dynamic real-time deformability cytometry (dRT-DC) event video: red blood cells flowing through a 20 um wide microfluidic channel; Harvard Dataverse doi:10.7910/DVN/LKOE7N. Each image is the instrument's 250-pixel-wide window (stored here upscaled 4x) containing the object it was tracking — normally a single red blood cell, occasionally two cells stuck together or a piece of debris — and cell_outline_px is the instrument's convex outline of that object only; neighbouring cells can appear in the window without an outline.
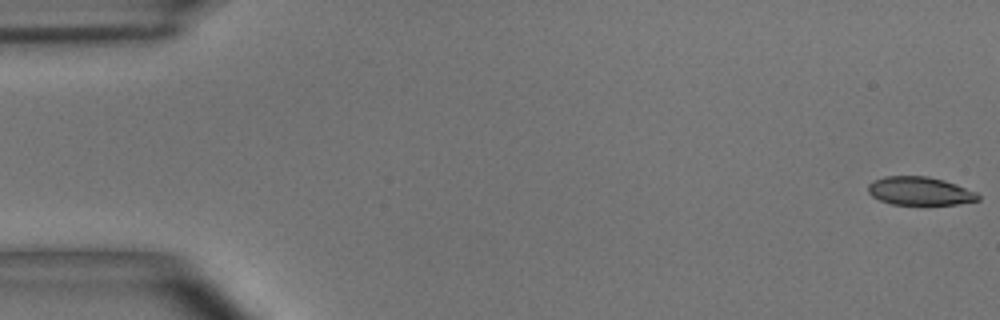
{"species": "common noctule bat (a hibernating species)", "species_latin": "Nyctalus noctula", "temperature_condition": "room temperature", "stored_images_in_passage": 55, "camera_frame_rate_fps": 3000, "um_per_image_px": 0.085, "animal": {"sex": "male", "body_mass_g": 15.6}, "frame": {"image": 1, "passage_image": 1, "time_ms": 0.0, "image_size_px": [1000, 320], "cell_outline_px": [[980, 200], [956, 204], [892, 204], [880, 200], [872, 196], [868, 192], [868, 184], [872, 180], [884, 176], [928, 176], [944, 180], [956, 184], [976, 192], [980, 196]], "centroid_in_image_um": [78.17, 16.22], "position_along_channel_um": 6.8, "area_um2": 18.15}}
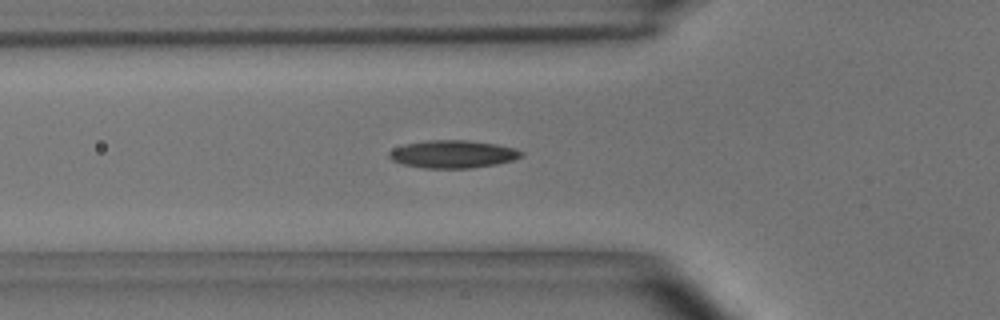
{"frame": {"image": 2, "passage_image": 19, "time_ms": 6.0, "image_size_px": [1000, 320], "cell_outline_px": [[524, 156], [512, 160], [496, 164], [472, 168], [424, 168], [404, 164], [392, 160], [388, 156], [388, 152], [404, 144], [428, 140], [468, 140], [496, 144], [516, 148], [524, 152]], "centroid_in_image_um": [38.53, 13.1], "position_along_channel_um": 87.3, "area_um2": 21.39}}
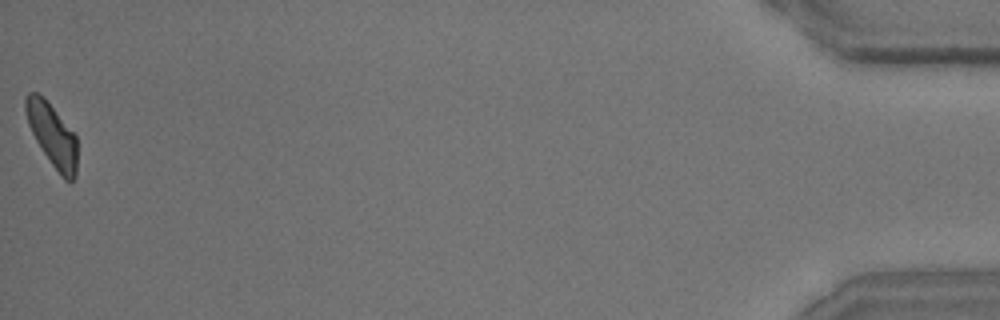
{"frame": {"image": 3, "passage_image": 55, "time_ms": 18.0, "image_size_px": [1000, 320], "cell_outline_px": [[76, 176], [72, 180], [64, 180], [60, 176], [36, 140], [28, 124], [24, 108], [24, 100], [28, 92], [36, 92], [44, 96], [76, 136]], "centroid_in_image_um": [4.42, 11.44], "position_along_channel_um": 430.8, "area_um2": 18.73}, "authors_computed_cell_mechanics": {"area_um2": 19.652, "velocity_mm_per_s": 3.6503, "shape_relaxation_time_tau1_ms": 6.8166, "shape_relaxation_time_tau2_ms": 2.2899, "deformation_change_tau1": 0.1602, "deformation_change_tau2": 0.0893}}